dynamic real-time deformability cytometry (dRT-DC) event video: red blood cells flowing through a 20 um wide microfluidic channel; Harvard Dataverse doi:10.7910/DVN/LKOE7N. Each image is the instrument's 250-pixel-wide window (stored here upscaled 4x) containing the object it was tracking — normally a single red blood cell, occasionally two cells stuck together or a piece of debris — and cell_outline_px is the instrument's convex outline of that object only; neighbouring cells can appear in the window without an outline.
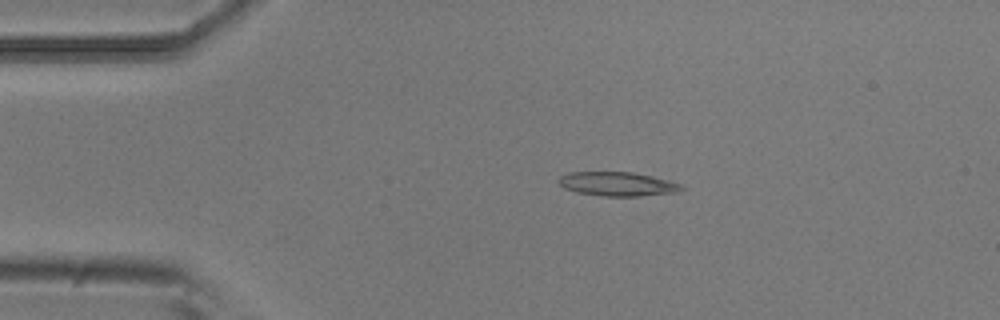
{"species": "common noctule bat (a hibernating species)", "species_latin": "Nyctalus noctula", "temperature_condition": "room temperature", "stored_images_in_passage": 5, "camera_frame_rate_fps": 3000, "um_per_image_px": 0.085, "animal": {"sex": "male", "body_mass_g": 20.5, "forearm_length_mm": 52.5}, "frame": {"image": 1, "passage_image": 2, "time_ms": 0.333, "image_size_px": [1000, 320], "cell_outline_px": [[684, 188], [676, 192], [640, 196], [600, 196], [576, 192], [564, 188], [556, 180], [560, 176], [568, 172], [632, 172], [652, 176], [684, 184]], "centroid_in_image_um": [52.47, 15.64], "position_along_channel_um": 32.5, "area_um2": 17.34}}
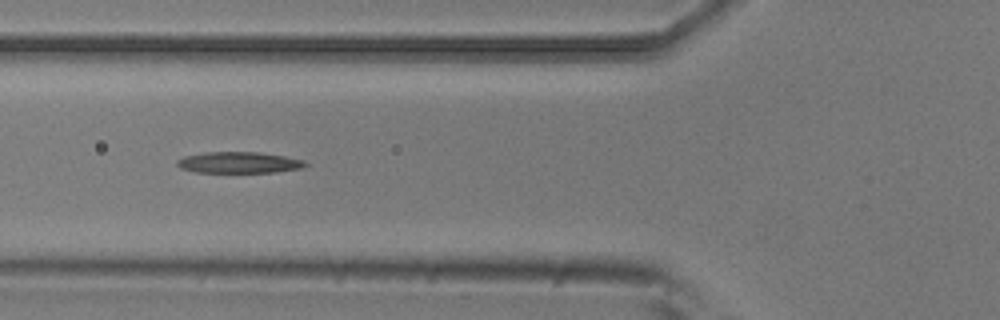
{"frame": {"image": 2, "passage_image": 4, "time_ms": 1.0, "image_size_px": [1000, 320], "cell_outline_px": [[308, 164], [300, 168], [276, 172], [196, 172], [180, 168], [176, 164], [176, 160], [184, 156], [208, 152], [260, 152], [284, 156], [304, 160]], "centroid_in_image_um": [20.29, 13.81], "position_along_channel_um": 105.5, "area_um2": 15.78}}
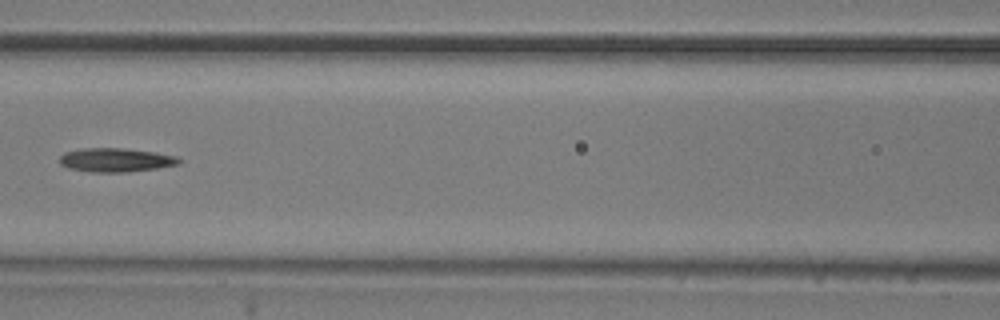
{"frame": {"image": 3, "passage_image": 5, "time_ms": 1.333, "image_size_px": [1000, 320], "cell_outline_px": [[184, 160], [180, 164], [156, 168], [128, 172], [92, 172], [68, 168], [60, 164], [60, 156], [64, 152], [80, 148], [124, 148], [156, 152], [176, 156]], "centroid_in_image_um": [9.86, 13.59], "position_along_channel_um": 156.7, "area_um2": 16.76}}